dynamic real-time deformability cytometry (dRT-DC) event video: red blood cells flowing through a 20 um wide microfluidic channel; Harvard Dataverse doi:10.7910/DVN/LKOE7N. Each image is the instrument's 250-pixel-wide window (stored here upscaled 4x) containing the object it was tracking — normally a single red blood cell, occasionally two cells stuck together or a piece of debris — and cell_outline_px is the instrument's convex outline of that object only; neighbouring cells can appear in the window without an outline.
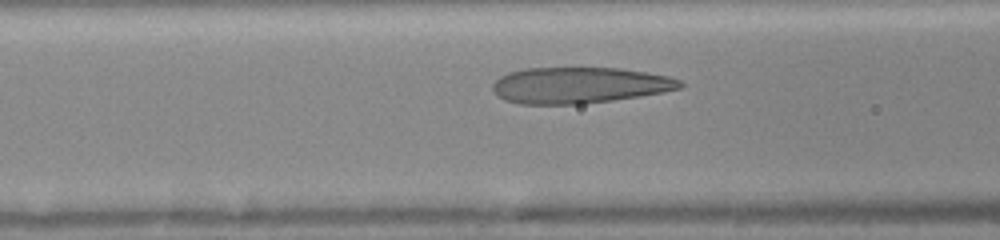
{"species": "human", "species_latin": "Homo sapiens", "temperature_condition": "room temperature", "stored_images_in_passage": 64, "camera_frame_rate_fps": 3000, "um_per_image_px": 0.085, "donor": {"sex": "female"}, "frame": {"image": 1, "passage_image": 15, "time_ms": 2.667, "image_size_px": [1000, 240], "cell_outline_px": [[684, 84], [680, 88], [664, 92], [640, 96], [612, 100], [580, 104], [520, 104], [504, 100], [492, 88], [492, 84], [500, 76], [508, 72], [524, 68], [616, 68], [648, 72], [668, 76], [680, 80]], "centroid_in_image_um": [49.24, 7.24], "position_along_channel_um": 117.4, "area_um2": 39.42}}
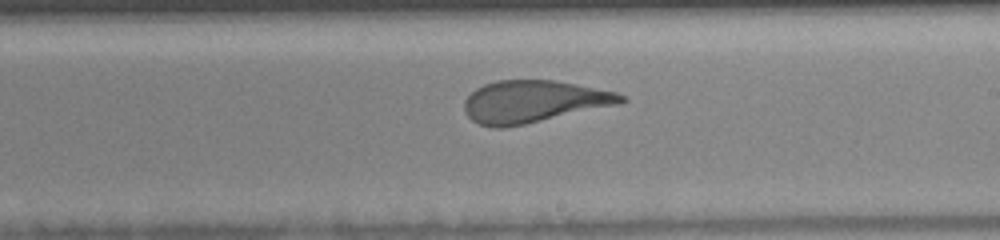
{"frame": {"image": 2, "passage_image": 35, "time_ms": 5.667, "image_size_px": [1000, 240], "cell_outline_px": [[628, 100], [620, 104], [524, 124], [504, 128], [492, 128], [480, 124], [472, 120], [464, 112], [464, 100], [476, 88], [484, 84], [496, 80], [552, 80], [616, 92], [624, 96]], "centroid_in_image_um": [45.32, 8.64], "position_along_channel_um": 243.7, "area_um2": 38.32}}
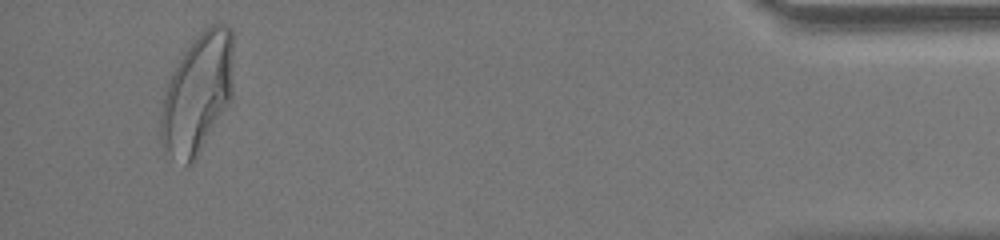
{"frame": {"image": 3, "passage_image": 61, "time_ms": 11.333, "image_size_px": [1000, 240], "cell_outline_px": [[232, 96], [228, 104], [196, 160], [188, 164], [184, 164], [168, 152], [164, 148], [160, 140], [160, 116], [164, 88], [184, 52], [196, 36], [204, 28], [220, 20], [228, 24], [232, 28]], "centroid_in_image_um": [16.79, 7.9], "position_along_channel_um": 418.4, "area_um2": 50.75}}